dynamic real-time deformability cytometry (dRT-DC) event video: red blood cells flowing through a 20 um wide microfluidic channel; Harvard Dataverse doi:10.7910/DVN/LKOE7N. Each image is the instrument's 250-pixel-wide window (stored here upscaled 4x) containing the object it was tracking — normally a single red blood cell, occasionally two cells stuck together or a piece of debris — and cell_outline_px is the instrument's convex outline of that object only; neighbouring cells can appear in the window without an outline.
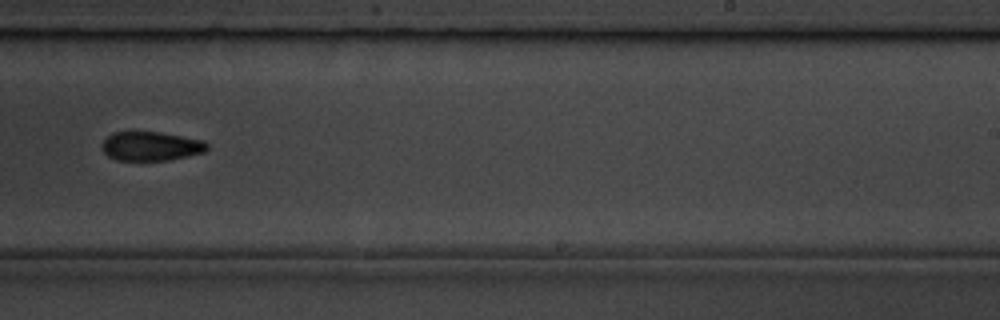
{"species": "common noctule bat (a hibernating species)", "species_latin": "Nyctalus noctula", "temperature_condition": "room temperature", "stored_images_in_passage": 11, "camera_frame_rate_fps": 3000, "um_per_image_px": 0.085, "animal": {"sex": "male", "body_mass_g": 19.5, "forearm_length_mm": 54.6}, "frame": {"image": 1, "passage_image": 11, "time_ms": 11.333, "image_size_px": [1000, 320], "cell_outline_px": [[208, 148], [204, 152], [188, 156], [168, 160], [116, 160], [108, 156], [104, 152], [104, 140], [112, 132], [160, 132], [204, 140], [208, 144]], "centroid_in_image_um": [12.87, 12.42], "position_along_channel_um": 276.1, "area_um2": 17.69}}